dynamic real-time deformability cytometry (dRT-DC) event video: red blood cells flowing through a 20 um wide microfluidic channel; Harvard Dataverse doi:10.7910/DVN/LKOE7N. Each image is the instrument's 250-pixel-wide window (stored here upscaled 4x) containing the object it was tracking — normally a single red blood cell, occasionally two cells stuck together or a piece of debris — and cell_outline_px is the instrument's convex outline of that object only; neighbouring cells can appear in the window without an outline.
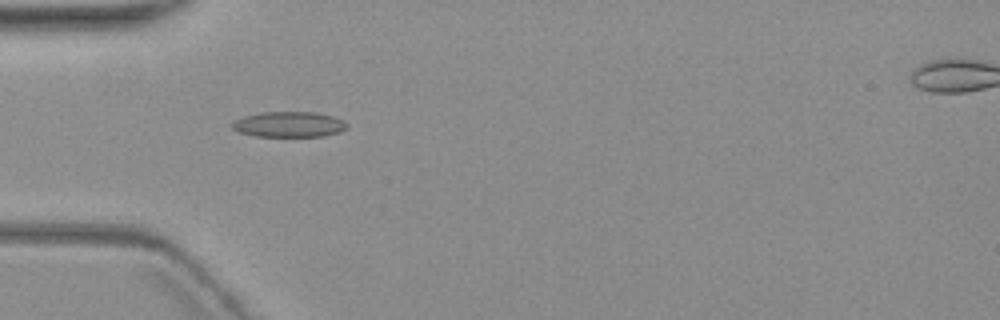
{"species": "common noctule bat (a hibernating species)", "species_latin": "Nyctalus noctula", "temperature_condition": "warm", "stored_images_in_passage": 7, "camera_frame_rate_fps": 3000, "um_per_image_px": 0.085, "animal": {"sex": "female", "body_mass_g": 19.3, "forearm_length_mm": 54.1}, "frame": {"image": 1, "passage_image": 5, "time_ms": 5.0, "image_size_px": [1000, 320], "cell_outline_px": [[348, 128], [340, 132], [324, 136], [256, 136], [236, 132], [232, 128], [232, 124], [236, 120], [244, 116], [260, 112], [316, 112], [332, 116], [344, 120], [348, 124]], "centroid_in_image_um": [24.59, 10.57], "position_along_channel_um": 60.4, "area_um2": 17.17}}
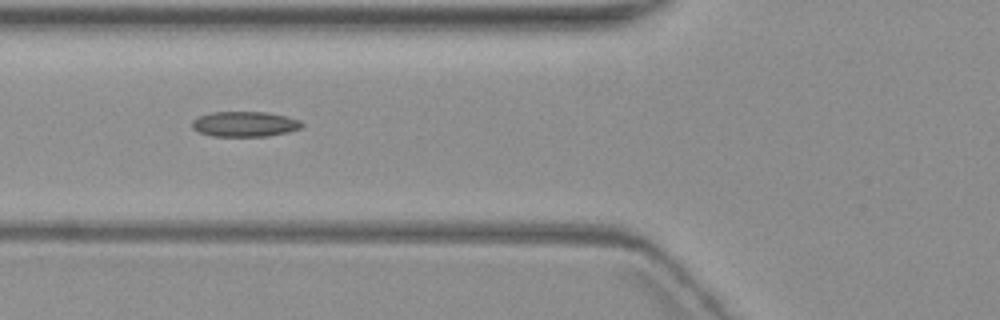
{"frame": {"image": 2, "passage_image": 6, "time_ms": 6.333, "image_size_px": [1000, 320], "cell_outline_px": [[304, 124], [300, 128], [288, 132], [268, 136], [212, 136], [200, 132], [192, 128], [192, 120], [200, 116], [212, 112], [264, 112], [284, 116], [300, 120]], "centroid_in_image_um": [20.8, 10.55], "position_along_channel_um": 105.0, "area_um2": 16.01}}
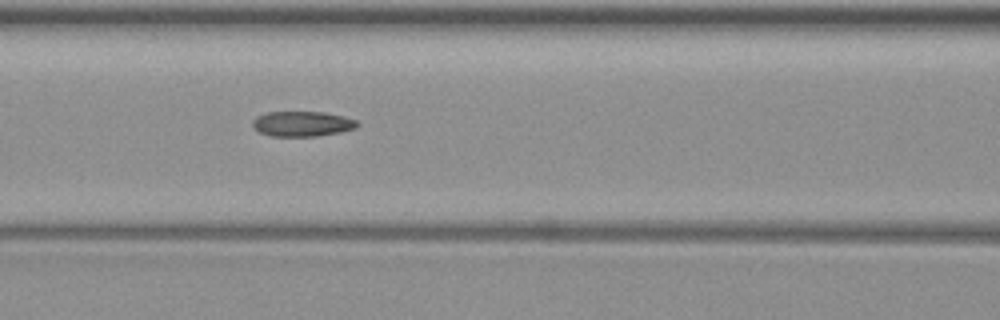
{"frame": {"image": 3, "passage_image": 7, "time_ms": 7.333, "image_size_px": [1000, 320], "cell_outline_px": [[360, 124], [356, 128], [340, 132], [316, 136], [272, 136], [260, 132], [252, 124], [252, 120], [256, 116], [268, 112], [324, 112], [344, 116], [356, 120]], "centroid_in_image_um": [25.71, 10.52], "position_along_channel_um": 140.9, "area_um2": 15.32}}